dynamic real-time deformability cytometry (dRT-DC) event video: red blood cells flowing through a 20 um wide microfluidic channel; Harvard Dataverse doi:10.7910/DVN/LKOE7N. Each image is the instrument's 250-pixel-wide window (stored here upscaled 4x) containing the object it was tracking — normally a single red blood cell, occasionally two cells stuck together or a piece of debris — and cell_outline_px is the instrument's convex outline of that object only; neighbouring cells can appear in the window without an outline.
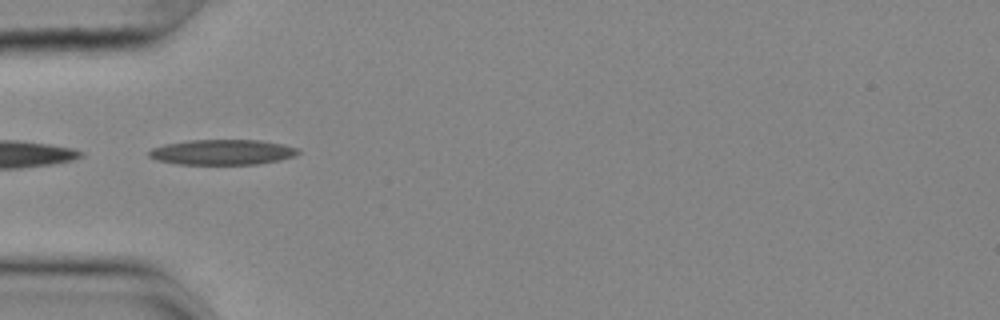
{"species": "common noctule bat (a hibernating species)", "species_latin": "Nyctalus noctula", "temperature_condition": "cold", "stored_images_in_passage": 37, "segment_of_instrument_passage": [2, 2], "camera_frame_rate_fps": 3000, "um_per_image_px": 0.085, "animal": {"sex": "female", "body_mass_g": 25.1}, "frame": {"image": 1, "passage_image": 15, "time_ms": 4.667, "image_size_px": [1000, 320], "cell_outline_px": [[300, 152], [292, 156], [276, 160], [256, 164], [176, 164], [156, 160], [148, 156], [148, 152], [152, 148], [164, 144], [188, 140], [260, 140], [284, 144], [296, 148]], "centroid_in_image_um": [18.83, 12.92], "position_along_channel_um": 66.2, "area_um2": 21.85}}
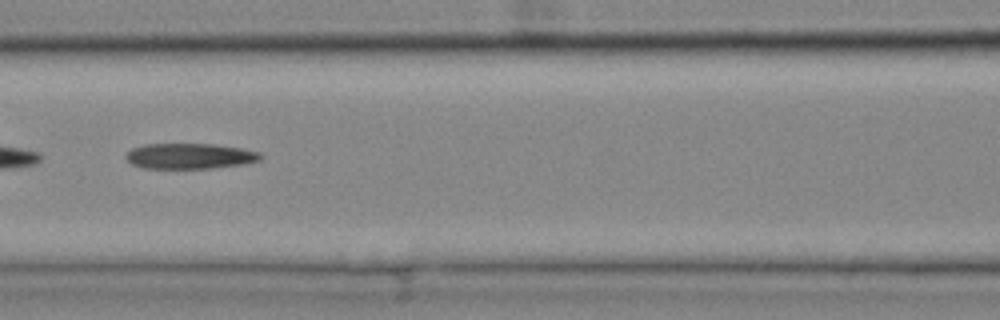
{"frame": {"image": 2, "passage_image": 22, "time_ms": 7.0, "image_size_px": [1000, 320], "cell_outline_px": [[264, 156], [260, 160], [244, 164], [212, 168], [144, 168], [132, 164], [124, 156], [132, 148], [144, 144], [212, 144], [240, 148], [260, 152]], "centroid_in_image_um": [16.15, 13.26], "position_along_channel_um": 150.5, "area_um2": 20.0}}
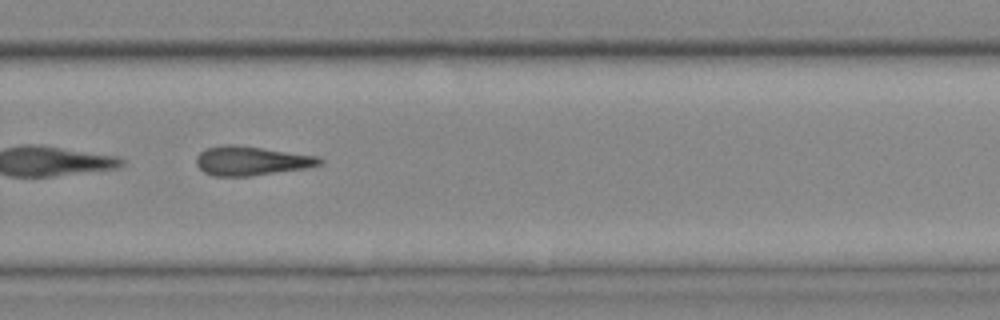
{"frame": {"image": 3, "passage_image": 35, "time_ms": 11.333, "image_size_px": [1000, 320], "cell_outline_px": [[324, 160], [320, 164], [304, 168], [248, 176], [212, 176], [204, 172], [196, 164], [196, 156], [200, 152], [208, 148], [224, 144], [236, 144], [316, 156]], "centroid_in_image_um": [21.3, 13.66], "position_along_channel_um": 308.5, "area_um2": 20.69}}